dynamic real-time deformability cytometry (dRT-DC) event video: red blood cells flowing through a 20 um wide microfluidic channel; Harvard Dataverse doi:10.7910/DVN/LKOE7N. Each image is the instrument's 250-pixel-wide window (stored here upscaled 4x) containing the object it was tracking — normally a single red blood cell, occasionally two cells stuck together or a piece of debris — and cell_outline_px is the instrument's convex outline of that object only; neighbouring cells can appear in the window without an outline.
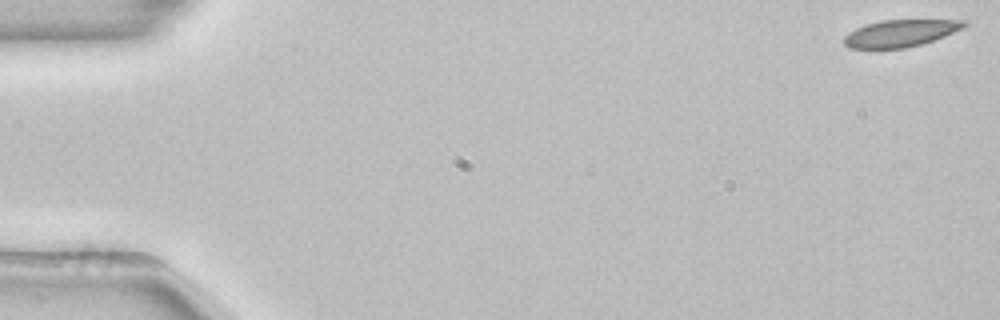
{"species": "common noctule bat (a hibernating species)", "species_latin": "Nyctalus noctula", "temperature_condition": "room temperature", "stored_images_in_passage": 53, "camera_frame_rate_fps": 3000, "um_per_image_px": 0.085, "animal": {"sex": "female", "body_mass_g": 22.7, "forearm_length_mm": 54.2}, "frame": {"image": 1, "passage_image": 1, "time_ms": 0.0, "image_size_px": [1000, 320], "cell_outline_px": [[968, 24], [964, 28], [944, 36], [920, 44], [904, 48], [848, 48], [844, 44], [844, 36], [856, 28], [880, 20], [968, 20]], "centroid_in_image_um": [76.55, 2.82], "position_along_channel_um": 8.4, "area_um2": 18.73}}
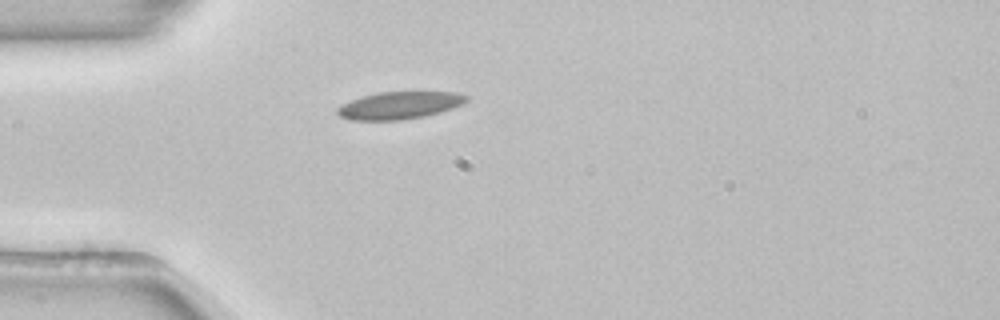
{"frame": {"image": 2, "passage_image": 15, "time_ms": 4.667, "image_size_px": [1000, 320], "cell_outline_px": [[468, 100], [452, 108], [424, 116], [400, 120], [348, 120], [340, 116], [336, 112], [336, 108], [352, 100], [376, 92], [456, 92], [468, 96]], "centroid_in_image_um": [33.93, 8.95], "position_along_channel_um": 51.1, "area_um2": 20.35}}
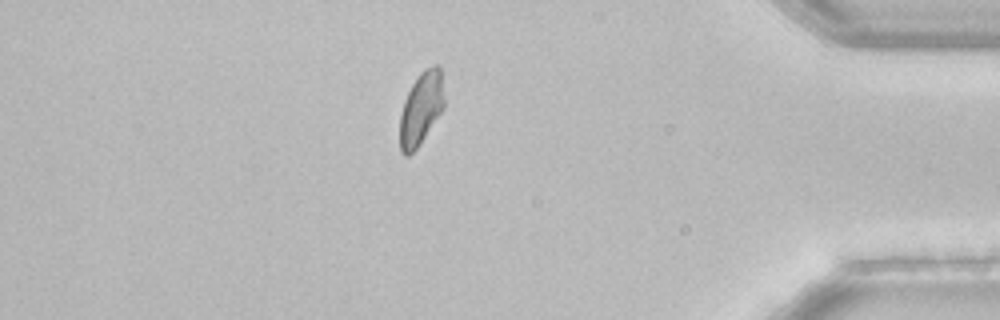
{"frame": {"image": 3, "passage_image": 46, "time_ms": 15.0, "image_size_px": [1000, 320], "cell_outline_px": [[444, 108], [420, 144], [408, 156], [404, 156], [400, 152], [400, 116], [404, 100], [416, 76], [424, 68], [432, 64], [440, 64], [444, 100]], "centroid_in_image_um": [35.79, 9.19], "position_along_channel_um": 399.4, "area_um2": 19.02}, "authors_computed_cell_mechanics": {"area_um2": 19.8254, "velocity_mm_per_s": 3.8702, "shape_relaxation_time_tau1_ms": 8.9775, "shape_relaxation_time_tau2_ms": 7.0539, "deformation_change_tau1": 0.1313, "deformation_change_tau2": 0.0836}}